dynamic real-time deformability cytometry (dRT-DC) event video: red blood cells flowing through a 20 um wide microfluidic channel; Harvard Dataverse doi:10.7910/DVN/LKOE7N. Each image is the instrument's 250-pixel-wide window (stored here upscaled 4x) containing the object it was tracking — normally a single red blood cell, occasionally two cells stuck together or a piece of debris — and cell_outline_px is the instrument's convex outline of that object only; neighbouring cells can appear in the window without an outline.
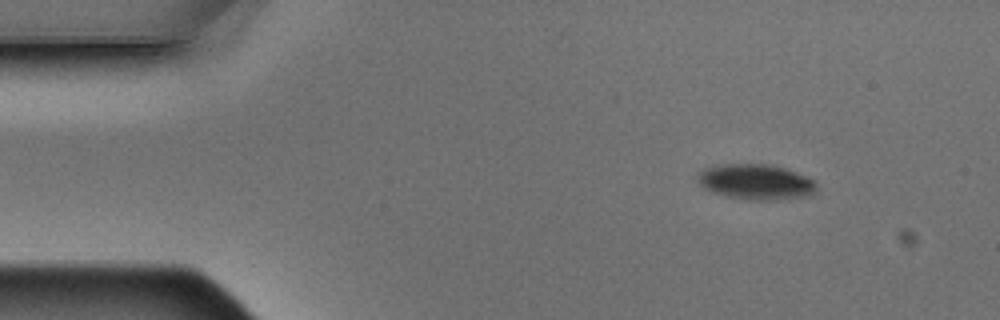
{"species": "Egyptian fruit bat (a non-hibernating species)", "species_latin": "Rousettus aegyptiacus", "temperature_condition": "warm", "stored_images_in_passage": 3, "camera_frame_rate_fps": 3000, "um_per_image_px": 0.085, "animal": {"sex": "male"}, "frame": {"image": 1, "passage_image": 1, "time_ms": 0.0, "image_size_px": [1000, 320], "cell_outline_px": [[816, 192], [812, 196], [780, 200], [752, 200], [728, 196], [712, 192], [704, 188], [696, 180], [696, 176], [704, 168], [720, 164], [772, 164], [796, 172], [812, 180], [816, 184]], "centroid_in_image_um": [64.25, 15.47], "position_along_channel_um": 20.7, "area_um2": 24.74}}